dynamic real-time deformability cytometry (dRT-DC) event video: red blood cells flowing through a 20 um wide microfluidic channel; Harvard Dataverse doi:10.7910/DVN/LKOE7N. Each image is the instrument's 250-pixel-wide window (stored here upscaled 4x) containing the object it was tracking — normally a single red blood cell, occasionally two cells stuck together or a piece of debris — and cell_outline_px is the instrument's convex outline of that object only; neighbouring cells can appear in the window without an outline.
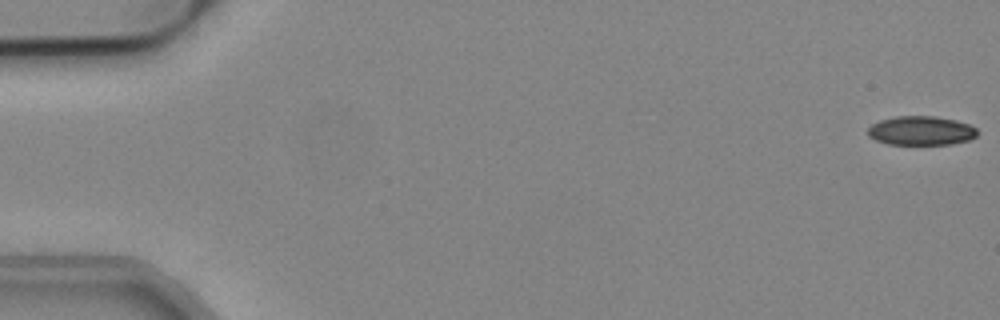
{"species": "common noctule bat (a hibernating species)", "species_latin": "Nyctalus noctula", "temperature_condition": "cold", "stored_images_in_passage": 45, "camera_frame_rate_fps": 3000, "um_per_image_px": 0.085, "animal": {"sex": "male", "body_mass_g": 19.2, "forearm_length_mm": 51.8}, "frame": {"image": 1, "passage_image": 1, "time_ms": 0.0, "image_size_px": [1000, 320], "cell_outline_px": [[980, 132], [976, 136], [968, 140], [952, 144], [888, 144], [876, 140], [868, 136], [868, 128], [872, 124], [880, 120], [896, 116], [932, 116], [956, 120], [968, 124], [976, 128]], "centroid_in_image_um": [78.3, 11.11], "position_along_channel_um": 6.7, "area_um2": 18.55}}
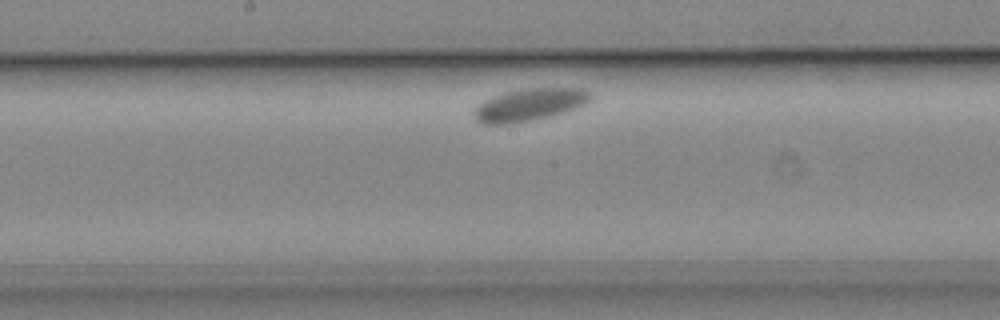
{"frame": {"image": 2, "passage_image": 31, "time_ms": 10.0, "image_size_px": [1000, 320], "cell_outline_px": [[592, 100], [588, 104], [580, 108], [552, 116], [536, 120], [512, 124], [480, 124], [476, 120], [472, 112], [484, 100], [492, 96], [504, 92], [520, 88], [584, 88], [592, 96]], "centroid_in_image_um": [45.04, 8.91], "position_along_channel_um": 203.2, "area_um2": 22.66}}
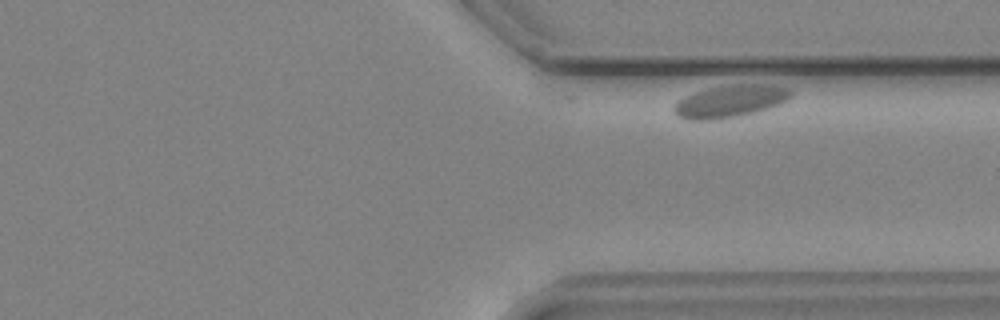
{"frame": {"image": 3, "passage_image": 45, "time_ms": 14.667, "image_size_px": [1000, 320], "cell_outline_px": [[792, 96], [788, 100], [780, 104], [756, 112], [716, 120], [688, 120], [676, 116], [672, 108], [684, 96], [708, 88], [732, 84], [772, 84], [792, 88]], "centroid_in_image_um": [62.1, 8.6], "position_along_channel_um": 349.3, "area_um2": 22.31}}